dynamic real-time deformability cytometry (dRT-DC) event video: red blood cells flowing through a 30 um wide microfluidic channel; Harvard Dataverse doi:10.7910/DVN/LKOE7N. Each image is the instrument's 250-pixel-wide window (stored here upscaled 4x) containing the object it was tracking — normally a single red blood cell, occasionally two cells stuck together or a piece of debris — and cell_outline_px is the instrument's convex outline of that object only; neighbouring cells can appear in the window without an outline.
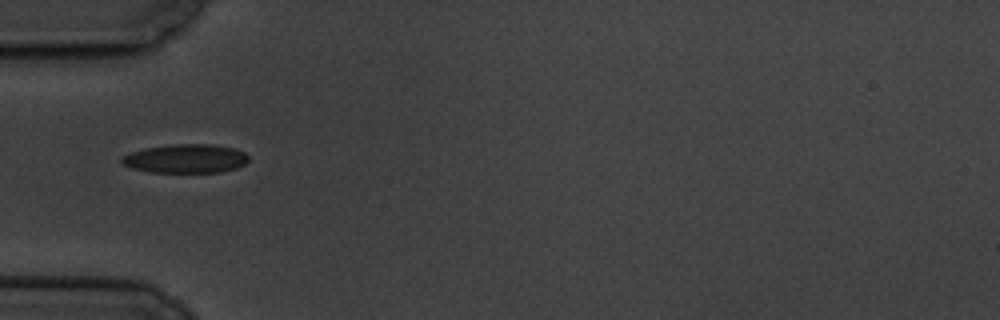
{"species": "common noctule bat (a hibernating species)", "species_latin": "Nyctalus noctula", "temperature_condition": "cold", "stored_images_in_passage": 6, "camera_frame_rate_fps": 3000, "um_per_image_px": 0.085, "animal": {"sex": "male", "body_mass_g": 19.5, "forearm_length_mm": 54.6}, "frame": {"image": 1, "passage_image": 3, "time_ms": 2.333, "image_size_px": [1000, 320], "cell_outline_px": [[248, 160], [244, 164], [236, 168], [220, 172], [152, 172], [132, 168], [124, 164], [120, 160], [124, 156], [132, 152], [144, 148], [176, 144], [212, 144], [232, 148], [244, 152], [248, 156]], "centroid_in_image_um": [15.8, 13.48], "position_along_channel_um": 69.2, "area_um2": 21.04}}
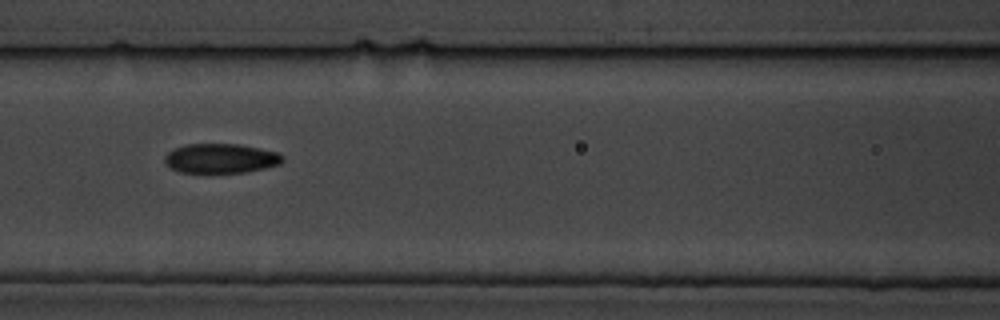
{"frame": {"image": 2, "passage_image": 5, "time_ms": 4.667, "image_size_px": [1000, 320], "cell_outline_px": [[284, 160], [280, 164], [264, 168], [244, 172], [180, 172], [172, 168], [164, 160], [164, 156], [168, 152], [184, 144], [240, 144], [280, 152], [284, 156]], "centroid_in_image_um": [18.81, 13.45], "position_along_channel_um": 147.8, "area_um2": 20.23}}
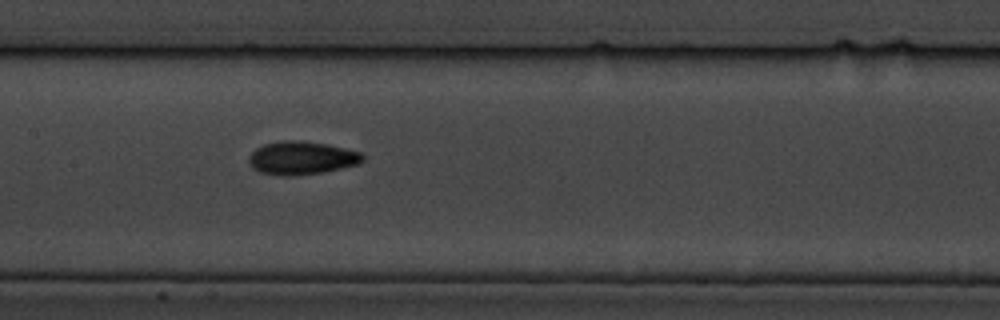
{"frame": {"image": 3, "passage_image": 6, "time_ms": 5.667, "image_size_px": [1000, 320], "cell_outline_px": [[364, 160], [356, 164], [340, 168], [320, 172], [288, 176], [284, 176], [260, 172], [252, 168], [248, 160], [248, 156], [256, 148], [264, 144], [284, 140], [300, 140], [328, 144], [360, 152], [364, 156]], "centroid_in_image_um": [25.6, 13.41], "position_along_channel_um": 181.8, "area_um2": 21.85}}